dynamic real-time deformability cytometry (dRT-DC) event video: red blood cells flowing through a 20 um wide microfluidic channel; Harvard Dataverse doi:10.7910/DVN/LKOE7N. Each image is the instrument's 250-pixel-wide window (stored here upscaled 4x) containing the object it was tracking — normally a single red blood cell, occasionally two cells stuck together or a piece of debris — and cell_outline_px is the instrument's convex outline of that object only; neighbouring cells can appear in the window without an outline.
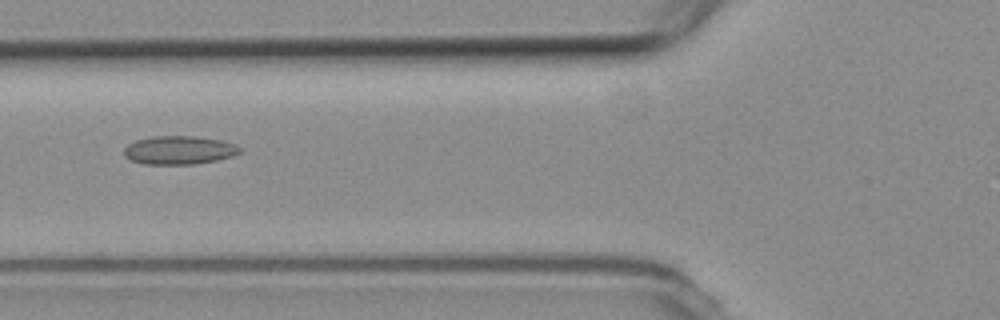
{"species": "common noctule bat (a hibernating species)", "species_latin": "Nyctalus noctula", "temperature_condition": "room temperature", "stored_images_in_passage": 7, "camera_frame_rate_fps": 3000, "um_per_image_px": 0.085, "animal": {"sex": "female", "body_mass_g": 19.3, "forearm_length_mm": 54.1}, "frame": {"image": 1, "passage_image": 2, "time_ms": 1.333, "image_size_px": [1000, 320], "cell_outline_px": [[240, 152], [232, 156], [216, 160], [196, 164], [144, 164], [132, 160], [124, 156], [124, 148], [128, 144], [136, 140], [152, 136], [196, 136], [220, 140], [236, 144], [240, 148]], "centroid_in_image_um": [15.21, 12.76], "position_along_channel_um": 110.6, "area_um2": 19.19}}
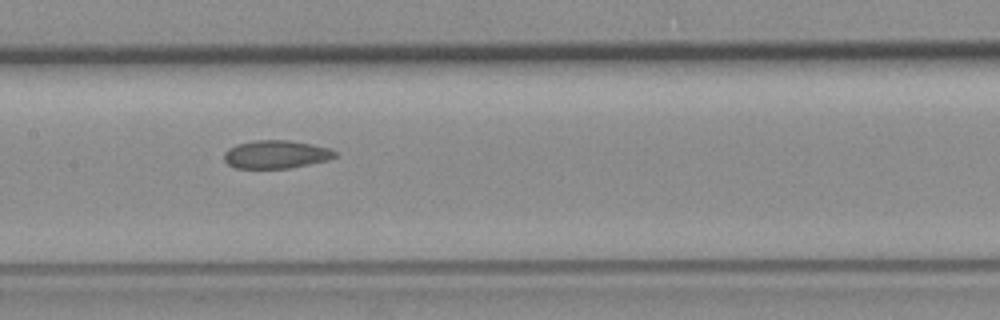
{"frame": {"image": 2, "passage_image": 4, "time_ms": 3.333, "image_size_px": [1000, 320], "cell_outline_px": [[336, 156], [328, 160], [288, 168], [236, 168], [228, 164], [224, 160], [224, 152], [228, 148], [236, 144], [256, 140], [288, 140], [312, 144], [328, 148], [336, 152]], "centroid_in_image_um": [23.43, 13.12], "position_along_channel_um": 184.0, "area_um2": 18.09}}
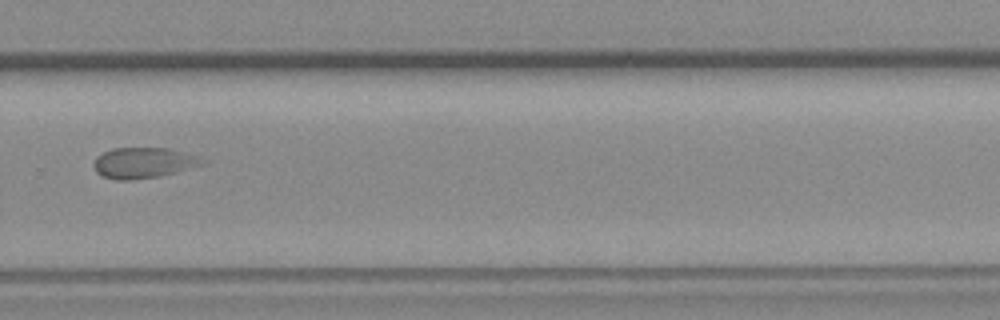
{"frame": {"image": 3, "passage_image": 7, "time_ms": 7.0, "image_size_px": [1000, 320], "cell_outline_px": [[208, 160], [204, 164], [156, 176], [132, 180], [116, 180], [104, 176], [96, 172], [92, 164], [96, 156], [112, 148], [172, 148]], "centroid_in_image_um": [12.16, 13.82], "position_along_channel_um": 317.6, "area_um2": 19.25}}